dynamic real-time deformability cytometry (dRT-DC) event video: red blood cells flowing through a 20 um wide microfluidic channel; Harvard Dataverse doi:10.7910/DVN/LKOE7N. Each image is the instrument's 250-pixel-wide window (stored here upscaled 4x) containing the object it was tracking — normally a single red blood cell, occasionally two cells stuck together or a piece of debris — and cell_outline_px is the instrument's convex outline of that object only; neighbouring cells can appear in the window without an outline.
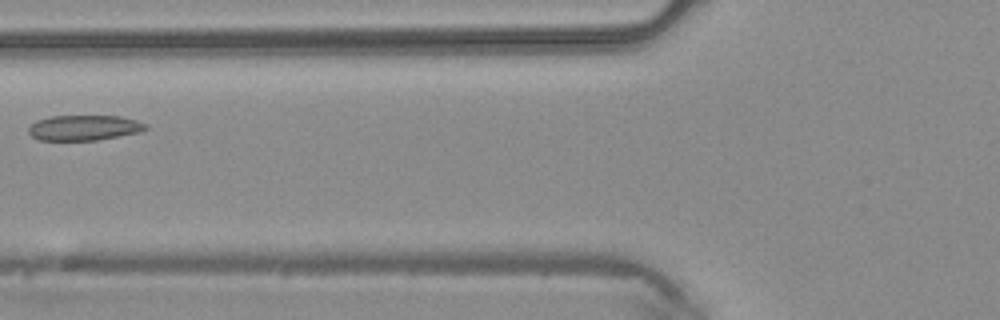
{"species": "common noctule bat (a hibernating species)", "species_latin": "Nyctalus noctula", "temperature_condition": "warm", "stored_images_in_passage": 4, "camera_frame_rate_fps": 3000, "um_per_image_px": 0.085, "animal": {"sex": "male", "body_mass_g": 20.4}, "frame": {"image": 1, "passage_image": 4, "time_ms": 1.0, "image_size_px": [1000, 320], "cell_outline_px": [[148, 128], [140, 132], [96, 140], [40, 140], [32, 136], [28, 132], [28, 128], [36, 120], [52, 116], [120, 116], [136, 120], [148, 124]], "centroid_in_image_um": [7.16, 10.85], "position_along_channel_um": 118.6, "area_um2": 17.22}}